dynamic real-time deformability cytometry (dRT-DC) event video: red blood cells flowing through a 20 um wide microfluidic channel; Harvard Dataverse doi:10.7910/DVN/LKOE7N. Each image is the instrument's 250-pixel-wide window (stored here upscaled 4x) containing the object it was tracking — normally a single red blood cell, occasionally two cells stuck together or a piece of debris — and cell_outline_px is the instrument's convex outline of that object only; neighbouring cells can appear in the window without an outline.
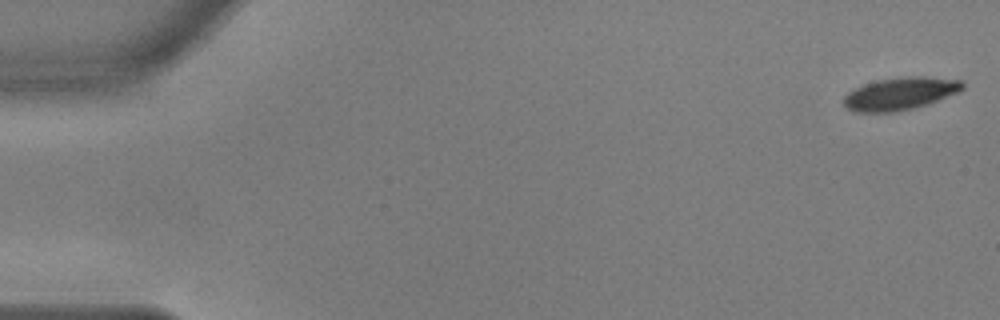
{"species": "common noctule bat (a hibernating species)", "species_latin": "Nyctalus noctula", "temperature_condition": "warm", "stored_images_in_passage": 55, "camera_frame_rate_fps": 3000, "um_per_image_px": 0.085, "animal": {"sex": "male", "body_mass_g": 17.9, "forearm_length_mm": 54.2}, "frame": {"image": 1, "passage_image": 1, "time_ms": 0.0, "image_size_px": [1000, 320], "cell_outline_px": [[964, 88], [956, 92], [928, 104], [916, 108], [896, 112], [856, 112], [848, 108], [844, 104], [844, 96], [848, 92], [864, 84], [880, 80], [908, 76], [920, 76], [960, 80], [964, 84]], "centroid_in_image_um": [76.51, 7.97], "position_along_channel_um": 8.5, "area_um2": 22.25}}
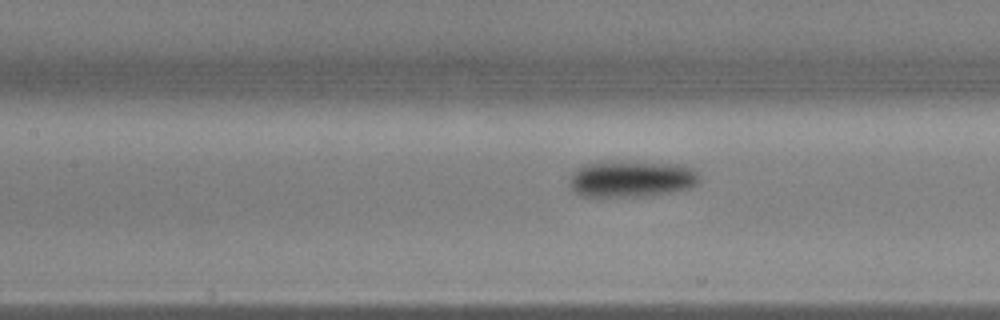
{"frame": {"image": 2, "passage_image": 25, "time_ms": 8.0, "image_size_px": [1000, 320], "cell_outline_px": [[700, 180], [696, 184], [688, 188], [668, 192], [644, 196], [584, 196], [576, 192], [572, 188], [572, 172], [576, 168], [588, 164], [676, 164], [696, 168], [700, 176]], "centroid_in_image_um": [53.75, 15.24], "position_along_channel_um": 153.6, "area_um2": 26.24}}
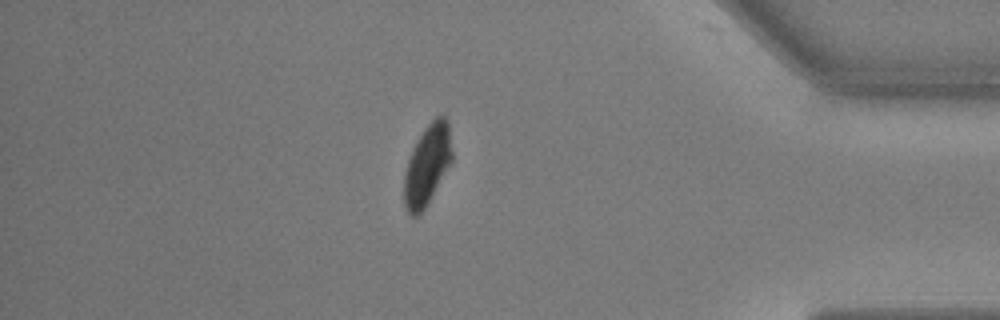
{"frame": {"image": 3, "passage_image": 48, "time_ms": 15.667, "image_size_px": [1000, 320], "cell_outline_px": [[452, 160], [428, 204], [416, 216], [412, 216], [408, 212], [404, 204], [404, 172], [408, 160], [416, 140], [424, 128], [436, 116], [444, 116], [448, 120], [452, 152]], "centroid_in_image_um": [36.31, 14.01], "position_along_channel_um": 398.9, "area_um2": 22.37}, "authors_computed_cell_mechanics": {"area_um2": 24.276, "velocity_mm_per_s": 3.6325, "shape_relaxation_time_tau1_ms": 2.3741, "shape_relaxation_time_tau2_ms": 3.5169, "deformation_change_tau1": 0.1378, "deformation_change_tau2": 0.0559}}